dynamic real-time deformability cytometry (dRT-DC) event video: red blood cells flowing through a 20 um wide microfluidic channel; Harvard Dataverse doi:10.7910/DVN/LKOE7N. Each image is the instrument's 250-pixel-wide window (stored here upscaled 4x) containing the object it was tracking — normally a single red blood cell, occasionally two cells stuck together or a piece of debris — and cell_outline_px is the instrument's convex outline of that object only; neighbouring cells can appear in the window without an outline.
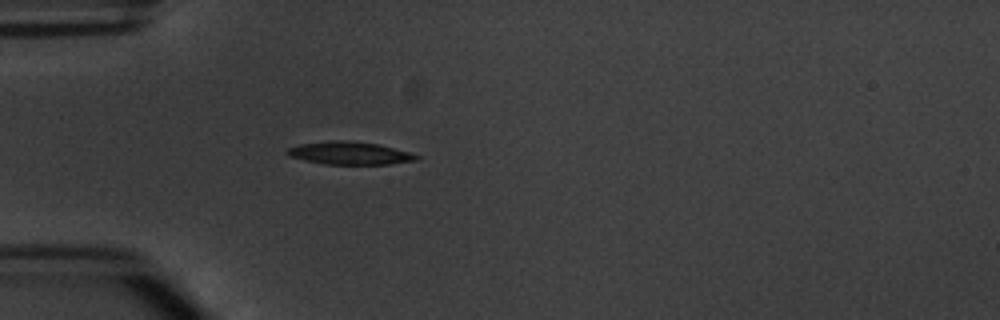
{"species": "common noctule bat (a hibernating species)", "species_latin": "Nyctalus noctula", "temperature_condition": "warm", "stored_images_in_passage": 1, "camera_frame_rate_fps": 3000, "um_per_image_px": 0.085, "animal": {"sex": "male", "body_mass_g": 20.1, "forearm_length_mm": 53.5}, "frame": {"image": 1, "passage_image": 1, "time_ms": 0.0, "image_size_px": [1000, 320], "cell_outline_px": [[420, 156], [416, 160], [388, 164], [324, 164], [304, 160], [288, 156], [284, 152], [288, 148], [300, 144], [328, 140], [348, 140], [376, 144], [408, 152]], "centroid_in_image_um": [29.64, 13.01], "position_along_channel_um": 55.4, "area_um2": 17.05}}